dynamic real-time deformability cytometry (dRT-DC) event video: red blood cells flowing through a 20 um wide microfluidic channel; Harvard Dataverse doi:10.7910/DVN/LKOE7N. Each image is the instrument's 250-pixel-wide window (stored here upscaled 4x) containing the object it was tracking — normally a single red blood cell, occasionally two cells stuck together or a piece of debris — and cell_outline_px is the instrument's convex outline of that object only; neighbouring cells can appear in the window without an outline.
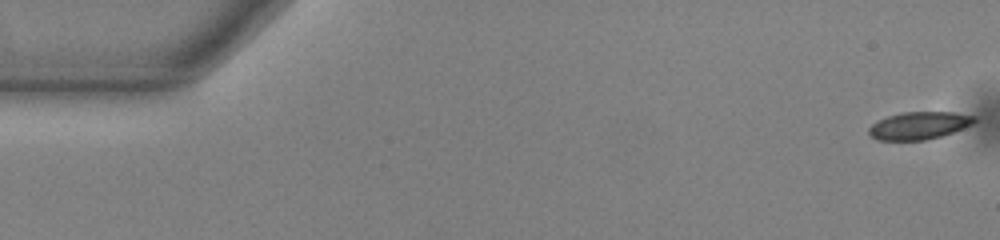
{"species": "common noctule bat (a hibernating species)", "species_latin": "Nyctalus noctula", "temperature_condition": "warm", "stored_images_in_passage": 51, "camera_frame_rate_fps": 3000, "um_per_image_px": 0.085, "animal": {"sex": "male", "body_mass_g": 13.0, "forearm_length_mm": 53.1}, "frame": {"image": 1, "passage_image": 1, "time_ms": 0.0, "image_size_px": [1000, 240], "cell_outline_px": [[976, 120], [972, 124], [952, 132], [940, 136], [924, 140], [876, 140], [868, 132], [868, 128], [872, 124], [888, 116], [900, 112], [952, 112], [976, 116]], "centroid_in_image_um": [78.11, 10.66], "position_along_channel_um": 6.9, "area_um2": 16.76}}
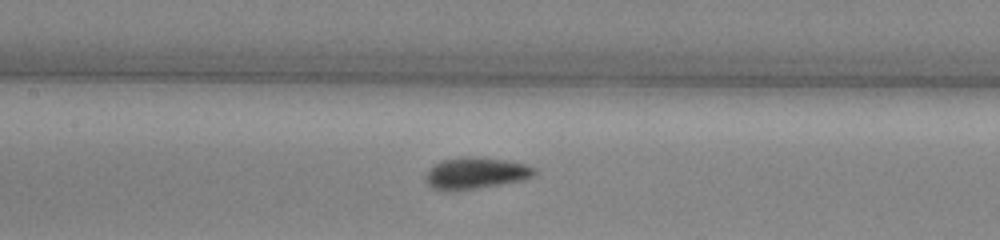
{"frame": {"image": 2, "passage_image": 25, "time_ms": 8.0, "image_size_px": [1000, 240], "cell_outline_px": [[536, 172], [532, 176], [524, 180], [460, 192], [448, 192], [432, 188], [424, 180], [424, 176], [428, 168], [444, 160], [468, 156], [472, 156], [504, 160], [524, 164], [536, 168]], "centroid_in_image_um": [40.39, 14.76], "position_along_channel_um": 167.0, "area_um2": 20.4}}
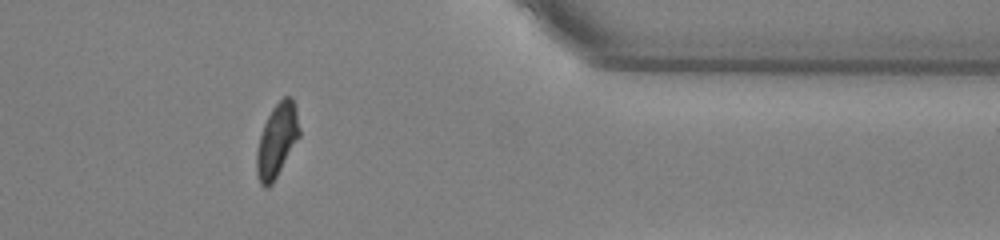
{"frame": {"image": 3, "passage_image": 44, "time_ms": 14.333, "image_size_px": [1000, 240], "cell_outline_px": [[300, 136], [272, 184], [268, 188], [264, 188], [260, 184], [256, 172], [256, 152], [260, 136], [264, 124], [272, 108], [284, 96], [292, 96], [296, 108], [300, 132]], "centroid_in_image_um": [23.53, 11.94], "position_along_channel_um": 387.9, "area_um2": 18.26}, "authors_computed_cell_mechanics": {"area_um2": 18.3226, "velocity_mm_per_s": 3.8237, "shape_relaxation_time_tau1_ms": 4.0304, "shape_relaxation_time_tau2_ms": 1.3385, "deformation_change_tau1": 0.1141, "deformation_change_tau2": 0.0484}}